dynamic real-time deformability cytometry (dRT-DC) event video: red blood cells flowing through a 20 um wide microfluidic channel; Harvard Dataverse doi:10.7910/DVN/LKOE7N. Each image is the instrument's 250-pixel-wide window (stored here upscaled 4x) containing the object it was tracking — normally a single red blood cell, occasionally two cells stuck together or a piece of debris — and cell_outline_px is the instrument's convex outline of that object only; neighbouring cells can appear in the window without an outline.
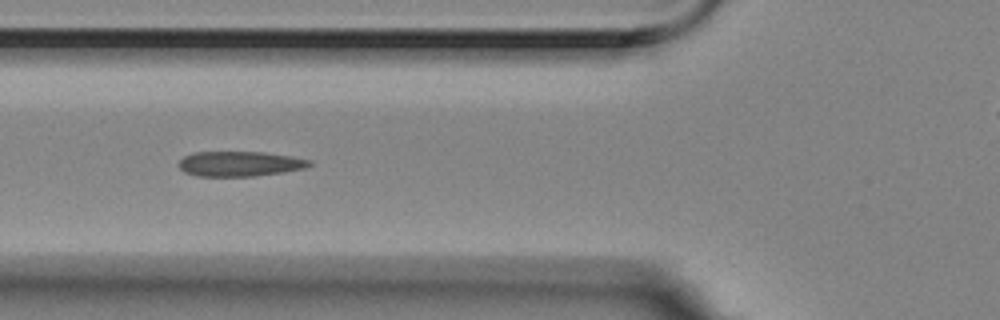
{"species": "Egyptian fruit bat (a non-hibernating species)", "species_latin": "Rousettus aegyptiacus", "temperature_condition": "room temperature", "stored_images_in_passage": 3, "camera_frame_rate_fps": 3000, "um_per_image_px": 0.085, "animal": {"sex": "female"}, "frame": {"image": 1, "passage_image": 3, "time_ms": 0.667, "image_size_px": [1000, 320], "cell_outline_px": [[312, 164], [304, 168], [284, 172], [252, 176], [196, 176], [184, 172], [176, 164], [184, 156], [192, 152], [264, 152], [292, 156], [312, 160]], "centroid_in_image_um": [20.36, 13.92], "position_along_channel_um": 105.4, "area_um2": 19.19}}